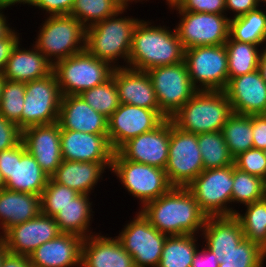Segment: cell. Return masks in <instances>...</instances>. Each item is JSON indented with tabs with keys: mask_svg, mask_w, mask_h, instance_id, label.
<instances>
[{
	"mask_svg": "<svg viewBox=\"0 0 266 267\" xmlns=\"http://www.w3.org/2000/svg\"><path fill=\"white\" fill-rule=\"evenodd\" d=\"M139 211L152 226L168 236L200 234L207 218L186 187H172Z\"/></svg>",
	"mask_w": 266,
	"mask_h": 267,
	"instance_id": "6da1fadb",
	"label": "cell"
},
{
	"mask_svg": "<svg viewBox=\"0 0 266 267\" xmlns=\"http://www.w3.org/2000/svg\"><path fill=\"white\" fill-rule=\"evenodd\" d=\"M139 20L133 31L128 68L148 71L184 61V48L176 29ZM167 27V28H166Z\"/></svg>",
	"mask_w": 266,
	"mask_h": 267,
	"instance_id": "7a4b0ae2",
	"label": "cell"
},
{
	"mask_svg": "<svg viewBox=\"0 0 266 267\" xmlns=\"http://www.w3.org/2000/svg\"><path fill=\"white\" fill-rule=\"evenodd\" d=\"M126 9L86 28L85 49L111 67H128L133 31L140 19L123 16ZM123 59L121 66L118 60ZM116 63V64H115Z\"/></svg>",
	"mask_w": 266,
	"mask_h": 267,
	"instance_id": "3957f363",
	"label": "cell"
},
{
	"mask_svg": "<svg viewBox=\"0 0 266 267\" xmlns=\"http://www.w3.org/2000/svg\"><path fill=\"white\" fill-rule=\"evenodd\" d=\"M223 90L197 91L170 119L180 130L200 134L222 131L232 114Z\"/></svg>",
	"mask_w": 266,
	"mask_h": 267,
	"instance_id": "277c9868",
	"label": "cell"
},
{
	"mask_svg": "<svg viewBox=\"0 0 266 267\" xmlns=\"http://www.w3.org/2000/svg\"><path fill=\"white\" fill-rule=\"evenodd\" d=\"M34 45L53 65L85 50L86 28L69 15L47 16Z\"/></svg>",
	"mask_w": 266,
	"mask_h": 267,
	"instance_id": "5b68a950",
	"label": "cell"
},
{
	"mask_svg": "<svg viewBox=\"0 0 266 267\" xmlns=\"http://www.w3.org/2000/svg\"><path fill=\"white\" fill-rule=\"evenodd\" d=\"M107 62L101 61L86 49L54 64L62 96L80 95L107 81L113 71Z\"/></svg>",
	"mask_w": 266,
	"mask_h": 267,
	"instance_id": "8992f818",
	"label": "cell"
},
{
	"mask_svg": "<svg viewBox=\"0 0 266 267\" xmlns=\"http://www.w3.org/2000/svg\"><path fill=\"white\" fill-rule=\"evenodd\" d=\"M110 171L117 176L124 189L140 201V208L173 187L165 169L126 160L118 151L113 154Z\"/></svg>",
	"mask_w": 266,
	"mask_h": 267,
	"instance_id": "52a82bcc",
	"label": "cell"
},
{
	"mask_svg": "<svg viewBox=\"0 0 266 267\" xmlns=\"http://www.w3.org/2000/svg\"><path fill=\"white\" fill-rule=\"evenodd\" d=\"M232 187L233 165H230L204 170L186 188L207 216H232L237 211L234 207H230Z\"/></svg>",
	"mask_w": 266,
	"mask_h": 267,
	"instance_id": "ba28073f",
	"label": "cell"
},
{
	"mask_svg": "<svg viewBox=\"0 0 266 267\" xmlns=\"http://www.w3.org/2000/svg\"><path fill=\"white\" fill-rule=\"evenodd\" d=\"M0 172L5 189L40 196L50 178L26 150L23 141L0 152Z\"/></svg>",
	"mask_w": 266,
	"mask_h": 267,
	"instance_id": "9c48e42d",
	"label": "cell"
},
{
	"mask_svg": "<svg viewBox=\"0 0 266 267\" xmlns=\"http://www.w3.org/2000/svg\"><path fill=\"white\" fill-rule=\"evenodd\" d=\"M184 62L198 91L224 90L227 86L228 56L224 44L186 49Z\"/></svg>",
	"mask_w": 266,
	"mask_h": 267,
	"instance_id": "30bf717a",
	"label": "cell"
},
{
	"mask_svg": "<svg viewBox=\"0 0 266 267\" xmlns=\"http://www.w3.org/2000/svg\"><path fill=\"white\" fill-rule=\"evenodd\" d=\"M165 171L173 187H187L204 171L197 134L180 130L172 121Z\"/></svg>",
	"mask_w": 266,
	"mask_h": 267,
	"instance_id": "8fae6325",
	"label": "cell"
},
{
	"mask_svg": "<svg viewBox=\"0 0 266 267\" xmlns=\"http://www.w3.org/2000/svg\"><path fill=\"white\" fill-rule=\"evenodd\" d=\"M153 84L161 114L170 119L198 90L193 85L183 61L158 66L147 71Z\"/></svg>",
	"mask_w": 266,
	"mask_h": 267,
	"instance_id": "7c38bea8",
	"label": "cell"
},
{
	"mask_svg": "<svg viewBox=\"0 0 266 267\" xmlns=\"http://www.w3.org/2000/svg\"><path fill=\"white\" fill-rule=\"evenodd\" d=\"M62 93L54 71L25 83L21 129L58 122Z\"/></svg>",
	"mask_w": 266,
	"mask_h": 267,
	"instance_id": "4fadbf2b",
	"label": "cell"
},
{
	"mask_svg": "<svg viewBox=\"0 0 266 267\" xmlns=\"http://www.w3.org/2000/svg\"><path fill=\"white\" fill-rule=\"evenodd\" d=\"M117 236L135 267H158L168 235L158 231L139 211Z\"/></svg>",
	"mask_w": 266,
	"mask_h": 267,
	"instance_id": "5bb4252c",
	"label": "cell"
},
{
	"mask_svg": "<svg viewBox=\"0 0 266 267\" xmlns=\"http://www.w3.org/2000/svg\"><path fill=\"white\" fill-rule=\"evenodd\" d=\"M177 12L180 21L175 29L184 50L198 46L222 45L229 38L231 17L226 14Z\"/></svg>",
	"mask_w": 266,
	"mask_h": 267,
	"instance_id": "9a60e30c",
	"label": "cell"
},
{
	"mask_svg": "<svg viewBox=\"0 0 266 267\" xmlns=\"http://www.w3.org/2000/svg\"><path fill=\"white\" fill-rule=\"evenodd\" d=\"M165 119L161 110L120 104L108 118L109 143L117 151L129 139L154 130Z\"/></svg>",
	"mask_w": 266,
	"mask_h": 267,
	"instance_id": "2e32d148",
	"label": "cell"
},
{
	"mask_svg": "<svg viewBox=\"0 0 266 267\" xmlns=\"http://www.w3.org/2000/svg\"><path fill=\"white\" fill-rule=\"evenodd\" d=\"M171 119L154 130L129 139L117 151L132 162L165 169L168 162Z\"/></svg>",
	"mask_w": 266,
	"mask_h": 267,
	"instance_id": "e0dca14e",
	"label": "cell"
},
{
	"mask_svg": "<svg viewBox=\"0 0 266 267\" xmlns=\"http://www.w3.org/2000/svg\"><path fill=\"white\" fill-rule=\"evenodd\" d=\"M61 233L53 217L40 213L31 220L9 228L0 239L9 253L29 256L41 244L55 239Z\"/></svg>",
	"mask_w": 266,
	"mask_h": 267,
	"instance_id": "ac0fdd59",
	"label": "cell"
},
{
	"mask_svg": "<svg viewBox=\"0 0 266 267\" xmlns=\"http://www.w3.org/2000/svg\"><path fill=\"white\" fill-rule=\"evenodd\" d=\"M61 127L58 122L33 125L22 130V141L26 150L51 177L62 162Z\"/></svg>",
	"mask_w": 266,
	"mask_h": 267,
	"instance_id": "d6986e66",
	"label": "cell"
},
{
	"mask_svg": "<svg viewBox=\"0 0 266 267\" xmlns=\"http://www.w3.org/2000/svg\"><path fill=\"white\" fill-rule=\"evenodd\" d=\"M223 91L230 101L233 113L242 115L266 113V81L258 69L229 79Z\"/></svg>",
	"mask_w": 266,
	"mask_h": 267,
	"instance_id": "ffe728a7",
	"label": "cell"
},
{
	"mask_svg": "<svg viewBox=\"0 0 266 267\" xmlns=\"http://www.w3.org/2000/svg\"><path fill=\"white\" fill-rule=\"evenodd\" d=\"M62 160L76 162L112 163L114 150L108 134H91L61 129Z\"/></svg>",
	"mask_w": 266,
	"mask_h": 267,
	"instance_id": "44dd1931",
	"label": "cell"
},
{
	"mask_svg": "<svg viewBox=\"0 0 266 267\" xmlns=\"http://www.w3.org/2000/svg\"><path fill=\"white\" fill-rule=\"evenodd\" d=\"M81 267H135L118 237L94 233L83 239Z\"/></svg>",
	"mask_w": 266,
	"mask_h": 267,
	"instance_id": "7402d4cb",
	"label": "cell"
},
{
	"mask_svg": "<svg viewBox=\"0 0 266 267\" xmlns=\"http://www.w3.org/2000/svg\"><path fill=\"white\" fill-rule=\"evenodd\" d=\"M83 238L72 233H61L41 244L28 257L32 267H81Z\"/></svg>",
	"mask_w": 266,
	"mask_h": 267,
	"instance_id": "603a6c76",
	"label": "cell"
},
{
	"mask_svg": "<svg viewBox=\"0 0 266 267\" xmlns=\"http://www.w3.org/2000/svg\"><path fill=\"white\" fill-rule=\"evenodd\" d=\"M120 104H130L152 110H160L152 81L147 71L128 67L112 71Z\"/></svg>",
	"mask_w": 266,
	"mask_h": 267,
	"instance_id": "cb8c5ba5",
	"label": "cell"
},
{
	"mask_svg": "<svg viewBox=\"0 0 266 267\" xmlns=\"http://www.w3.org/2000/svg\"><path fill=\"white\" fill-rule=\"evenodd\" d=\"M58 123L61 129L107 134L108 118L95 111L80 95L62 96Z\"/></svg>",
	"mask_w": 266,
	"mask_h": 267,
	"instance_id": "d4e9b609",
	"label": "cell"
},
{
	"mask_svg": "<svg viewBox=\"0 0 266 267\" xmlns=\"http://www.w3.org/2000/svg\"><path fill=\"white\" fill-rule=\"evenodd\" d=\"M21 45H16L7 60L3 71L6 80L27 83L53 72L54 65L34 45L29 50Z\"/></svg>",
	"mask_w": 266,
	"mask_h": 267,
	"instance_id": "484cf974",
	"label": "cell"
},
{
	"mask_svg": "<svg viewBox=\"0 0 266 267\" xmlns=\"http://www.w3.org/2000/svg\"><path fill=\"white\" fill-rule=\"evenodd\" d=\"M41 213L40 195L0 190V237L11 227L24 223Z\"/></svg>",
	"mask_w": 266,
	"mask_h": 267,
	"instance_id": "4316f807",
	"label": "cell"
},
{
	"mask_svg": "<svg viewBox=\"0 0 266 267\" xmlns=\"http://www.w3.org/2000/svg\"><path fill=\"white\" fill-rule=\"evenodd\" d=\"M201 237L207 249L218 260L224 253L236 247L245 237L239 220L234 216H207Z\"/></svg>",
	"mask_w": 266,
	"mask_h": 267,
	"instance_id": "83f0119b",
	"label": "cell"
},
{
	"mask_svg": "<svg viewBox=\"0 0 266 267\" xmlns=\"http://www.w3.org/2000/svg\"><path fill=\"white\" fill-rule=\"evenodd\" d=\"M107 168L111 169V163L62 160L50 178L56 183L74 189L79 194L90 195L98 181L103 179L102 174Z\"/></svg>",
	"mask_w": 266,
	"mask_h": 267,
	"instance_id": "f1b7e54d",
	"label": "cell"
},
{
	"mask_svg": "<svg viewBox=\"0 0 266 267\" xmlns=\"http://www.w3.org/2000/svg\"><path fill=\"white\" fill-rule=\"evenodd\" d=\"M90 196L79 194L60 210L53 218L55 219L62 233H72L81 236L83 239L94 234L90 224L93 219ZM92 216V217H91ZM91 230V231H90Z\"/></svg>",
	"mask_w": 266,
	"mask_h": 267,
	"instance_id": "f546056e",
	"label": "cell"
},
{
	"mask_svg": "<svg viewBox=\"0 0 266 267\" xmlns=\"http://www.w3.org/2000/svg\"><path fill=\"white\" fill-rule=\"evenodd\" d=\"M229 36L236 41L258 46L266 45V11L260 8L230 18Z\"/></svg>",
	"mask_w": 266,
	"mask_h": 267,
	"instance_id": "4dcf8cb0",
	"label": "cell"
},
{
	"mask_svg": "<svg viewBox=\"0 0 266 267\" xmlns=\"http://www.w3.org/2000/svg\"><path fill=\"white\" fill-rule=\"evenodd\" d=\"M197 236L199 235L167 236L158 267H191L199 247Z\"/></svg>",
	"mask_w": 266,
	"mask_h": 267,
	"instance_id": "1f68e13d",
	"label": "cell"
},
{
	"mask_svg": "<svg viewBox=\"0 0 266 267\" xmlns=\"http://www.w3.org/2000/svg\"><path fill=\"white\" fill-rule=\"evenodd\" d=\"M228 56L229 79L258 69L262 49L260 46L233 40L230 36L224 44Z\"/></svg>",
	"mask_w": 266,
	"mask_h": 267,
	"instance_id": "d6a6232c",
	"label": "cell"
},
{
	"mask_svg": "<svg viewBox=\"0 0 266 267\" xmlns=\"http://www.w3.org/2000/svg\"><path fill=\"white\" fill-rule=\"evenodd\" d=\"M221 132L233 158L253 148L252 115L232 113Z\"/></svg>",
	"mask_w": 266,
	"mask_h": 267,
	"instance_id": "836d02e7",
	"label": "cell"
},
{
	"mask_svg": "<svg viewBox=\"0 0 266 267\" xmlns=\"http://www.w3.org/2000/svg\"><path fill=\"white\" fill-rule=\"evenodd\" d=\"M204 170L224 168L234 164L221 131L197 134Z\"/></svg>",
	"mask_w": 266,
	"mask_h": 267,
	"instance_id": "e575fe53",
	"label": "cell"
},
{
	"mask_svg": "<svg viewBox=\"0 0 266 267\" xmlns=\"http://www.w3.org/2000/svg\"><path fill=\"white\" fill-rule=\"evenodd\" d=\"M245 213L236 211L245 239L258 244L266 251V197L245 205Z\"/></svg>",
	"mask_w": 266,
	"mask_h": 267,
	"instance_id": "d590c367",
	"label": "cell"
},
{
	"mask_svg": "<svg viewBox=\"0 0 266 267\" xmlns=\"http://www.w3.org/2000/svg\"><path fill=\"white\" fill-rule=\"evenodd\" d=\"M266 197V181L250 175L233 164L232 203L248 205Z\"/></svg>",
	"mask_w": 266,
	"mask_h": 267,
	"instance_id": "8d00e7d4",
	"label": "cell"
},
{
	"mask_svg": "<svg viewBox=\"0 0 266 267\" xmlns=\"http://www.w3.org/2000/svg\"><path fill=\"white\" fill-rule=\"evenodd\" d=\"M121 9L114 0H75L70 15L87 28L116 15Z\"/></svg>",
	"mask_w": 266,
	"mask_h": 267,
	"instance_id": "74e56055",
	"label": "cell"
},
{
	"mask_svg": "<svg viewBox=\"0 0 266 267\" xmlns=\"http://www.w3.org/2000/svg\"><path fill=\"white\" fill-rule=\"evenodd\" d=\"M265 260L266 251L244 238L236 247L223 254L219 267H264Z\"/></svg>",
	"mask_w": 266,
	"mask_h": 267,
	"instance_id": "f35d334b",
	"label": "cell"
},
{
	"mask_svg": "<svg viewBox=\"0 0 266 267\" xmlns=\"http://www.w3.org/2000/svg\"><path fill=\"white\" fill-rule=\"evenodd\" d=\"M80 96L95 111L106 118H109L120 106L118 91L112 75L103 84L82 92Z\"/></svg>",
	"mask_w": 266,
	"mask_h": 267,
	"instance_id": "ab89813d",
	"label": "cell"
},
{
	"mask_svg": "<svg viewBox=\"0 0 266 267\" xmlns=\"http://www.w3.org/2000/svg\"><path fill=\"white\" fill-rule=\"evenodd\" d=\"M25 97V83L4 81L1 91L0 114L21 128V114Z\"/></svg>",
	"mask_w": 266,
	"mask_h": 267,
	"instance_id": "60d3db41",
	"label": "cell"
},
{
	"mask_svg": "<svg viewBox=\"0 0 266 267\" xmlns=\"http://www.w3.org/2000/svg\"><path fill=\"white\" fill-rule=\"evenodd\" d=\"M79 195L77 191L49 178L47 186L42 191L41 213L54 217L62 208Z\"/></svg>",
	"mask_w": 266,
	"mask_h": 267,
	"instance_id": "b9f144b4",
	"label": "cell"
},
{
	"mask_svg": "<svg viewBox=\"0 0 266 267\" xmlns=\"http://www.w3.org/2000/svg\"><path fill=\"white\" fill-rule=\"evenodd\" d=\"M236 168L266 181V156L264 150L251 148L234 158Z\"/></svg>",
	"mask_w": 266,
	"mask_h": 267,
	"instance_id": "7bdbcfd3",
	"label": "cell"
},
{
	"mask_svg": "<svg viewBox=\"0 0 266 267\" xmlns=\"http://www.w3.org/2000/svg\"><path fill=\"white\" fill-rule=\"evenodd\" d=\"M176 11L226 14L225 0H183Z\"/></svg>",
	"mask_w": 266,
	"mask_h": 267,
	"instance_id": "ee69618b",
	"label": "cell"
},
{
	"mask_svg": "<svg viewBox=\"0 0 266 267\" xmlns=\"http://www.w3.org/2000/svg\"><path fill=\"white\" fill-rule=\"evenodd\" d=\"M22 141V129L0 114V152L18 145Z\"/></svg>",
	"mask_w": 266,
	"mask_h": 267,
	"instance_id": "f6af8a7d",
	"label": "cell"
},
{
	"mask_svg": "<svg viewBox=\"0 0 266 267\" xmlns=\"http://www.w3.org/2000/svg\"><path fill=\"white\" fill-rule=\"evenodd\" d=\"M75 0H36L33 6L45 11L46 16L69 15Z\"/></svg>",
	"mask_w": 266,
	"mask_h": 267,
	"instance_id": "bcb514c9",
	"label": "cell"
},
{
	"mask_svg": "<svg viewBox=\"0 0 266 267\" xmlns=\"http://www.w3.org/2000/svg\"><path fill=\"white\" fill-rule=\"evenodd\" d=\"M253 148L266 149V116L252 115Z\"/></svg>",
	"mask_w": 266,
	"mask_h": 267,
	"instance_id": "7dc6e473",
	"label": "cell"
},
{
	"mask_svg": "<svg viewBox=\"0 0 266 267\" xmlns=\"http://www.w3.org/2000/svg\"><path fill=\"white\" fill-rule=\"evenodd\" d=\"M20 33L14 29L5 37L0 39V72L3 73L7 60L12 54L13 49L20 42Z\"/></svg>",
	"mask_w": 266,
	"mask_h": 267,
	"instance_id": "c3c4849f",
	"label": "cell"
},
{
	"mask_svg": "<svg viewBox=\"0 0 266 267\" xmlns=\"http://www.w3.org/2000/svg\"><path fill=\"white\" fill-rule=\"evenodd\" d=\"M226 12L234 15L231 18L241 16L249 11L259 8L258 0H225Z\"/></svg>",
	"mask_w": 266,
	"mask_h": 267,
	"instance_id": "681fc988",
	"label": "cell"
},
{
	"mask_svg": "<svg viewBox=\"0 0 266 267\" xmlns=\"http://www.w3.org/2000/svg\"><path fill=\"white\" fill-rule=\"evenodd\" d=\"M219 264L216 255L204 246L197 249L191 267H219Z\"/></svg>",
	"mask_w": 266,
	"mask_h": 267,
	"instance_id": "f907efd6",
	"label": "cell"
},
{
	"mask_svg": "<svg viewBox=\"0 0 266 267\" xmlns=\"http://www.w3.org/2000/svg\"><path fill=\"white\" fill-rule=\"evenodd\" d=\"M1 267H32L28 256L7 252L1 263Z\"/></svg>",
	"mask_w": 266,
	"mask_h": 267,
	"instance_id": "816d5d0a",
	"label": "cell"
},
{
	"mask_svg": "<svg viewBox=\"0 0 266 267\" xmlns=\"http://www.w3.org/2000/svg\"><path fill=\"white\" fill-rule=\"evenodd\" d=\"M4 9H0V39L7 36L14 28L8 24V21L6 19L7 16H5Z\"/></svg>",
	"mask_w": 266,
	"mask_h": 267,
	"instance_id": "f5cc1de1",
	"label": "cell"
},
{
	"mask_svg": "<svg viewBox=\"0 0 266 267\" xmlns=\"http://www.w3.org/2000/svg\"><path fill=\"white\" fill-rule=\"evenodd\" d=\"M36 0H0V9H6L7 7H11L12 5L19 4H27L29 6H33Z\"/></svg>",
	"mask_w": 266,
	"mask_h": 267,
	"instance_id": "db71d44e",
	"label": "cell"
},
{
	"mask_svg": "<svg viewBox=\"0 0 266 267\" xmlns=\"http://www.w3.org/2000/svg\"><path fill=\"white\" fill-rule=\"evenodd\" d=\"M258 70L260 71L262 78L266 81V46L265 48H262L259 58Z\"/></svg>",
	"mask_w": 266,
	"mask_h": 267,
	"instance_id": "11a10c76",
	"label": "cell"
},
{
	"mask_svg": "<svg viewBox=\"0 0 266 267\" xmlns=\"http://www.w3.org/2000/svg\"><path fill=\"white\" fill-rule=\"evenodd\" d=\"M118 5H120L123 9H127L131 5L130 3L134 1V3L139 2V1H144V0H114ZM147 1V0H146Z\"/></svg>",
	"mask_w": 266,
	"mask_h": 267,
	"instance_id": "9f6ffc18",
	"label": "cell"
},
{
	"mask_svg": "<svg viewBox=\"0 0 266 267\" xmlns=\"http://www.w3.org/2000/svg\"><path fill=\"white\" fill-rule=\"evenodd\" d=\"M7 252L8 251H7V248L4 244V242L0 239V267H1V263L3 261V257Z\"/></svg>",
	"mask_w": 266,
	"mask_h": 267,
	"instance_id": "6f0895ef",
	"label": "cell"
},
{
	"mask_svg": "<svg viewBox=\"0 0 266 267\" xmlns=\"http://www.w3.org/2000/svg\"><path fill=\"white\" fill-rule=\"evenodd\" d=\"M183 0H166V5L169 6V8L171 10H173V8L178 7V5L182 2Z\"/></svg>",
	"mask_w": 266,
	"mask_h": 267,
	"instance_id": "680465c9",
	"label": "cell"
},
{
	"mask_svg": "<svg viewBox=\"0 0 266 267\" xmlns=\"http://www.w3.org/2000/svg\"><path fill=\"white\" fill-rule=\"evenodd\" d=\"M5 77L3 76V73L0 72V100H1V91H2V86L4 84Z\"/></svg>",
	"mask_w": 266,
	"mask_h": 267,
	"instance_id": "91938a15",
	"label": "cell"
},
{
	"mask_svg": "<svg viewBox=\"0 0 266 267\" xmlns=\"http://www.w3.org/2000/svg\"><path fill=\"white\" fill-rule=\"evenodd\" d=\"M4 185H5V182H4L2 175H1V172H0V190L4 189Z\"/></svg>",
	"mask_w": 266,
	"mask_h": 267,
	"instance_id": "94428289",
	"label": "cell"
},
{
	"mask_svg": "<svg viewBox=\"0 0 266 267\" xmlns=\"http://www.w3.org/2000/svg\"><path fill=\"white\" fill-rule=\"evenodd\" d=\"M258 2H259V4H260V2L261 3H266V0H258Z\"/></svg>",
	"mask_w": 266,
	"mask_h": 267,
	"instance_id": "6125c7cd",
	"label": "cell"
}]
</instances>
